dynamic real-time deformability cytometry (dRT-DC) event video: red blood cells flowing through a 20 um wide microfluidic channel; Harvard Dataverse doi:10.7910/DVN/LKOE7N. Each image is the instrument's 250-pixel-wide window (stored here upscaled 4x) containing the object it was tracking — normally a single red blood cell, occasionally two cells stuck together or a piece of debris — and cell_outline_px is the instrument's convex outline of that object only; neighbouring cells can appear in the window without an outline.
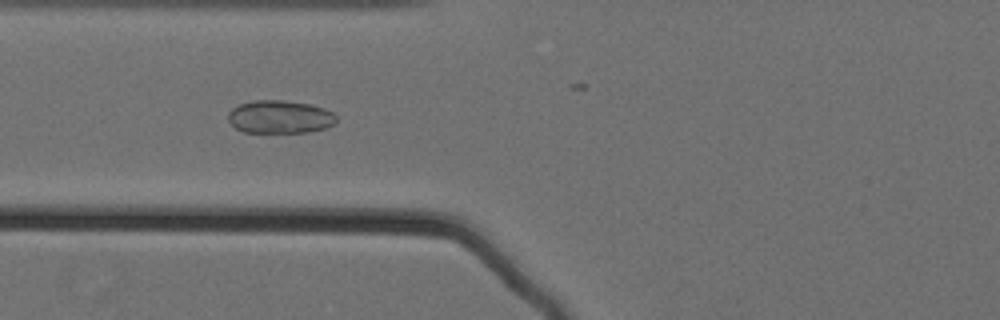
{"species": "Egyptian fruit bat (a non-hibernating species)", "species_latin": "Rousettus aegyptiacus", "temperature_condition": "cold", "stored_images_in_passage": 32, "camera_frame_rate_fps": 3000, "um_per_image_px": 0.085, "animal": {"sex": "female"}, "frame": {"image": 1, "passage_image": 11, "time_ms": 3.333, "image_size_px": [1000, 320], "cell_outline_px": [[336, 124], [328, 128], [308, 132], [244, 132], [236, 128], [228, 120], [228, 112], [232, 108], [240, 104], [252, 100], [284, 100], [308, 104], [324, 108], [332, 112], [336, 116]], "centroid_in_image_um": [23.8, 9.93], "position_along_channel_um": 102.0, "area_um2": 20.92}}
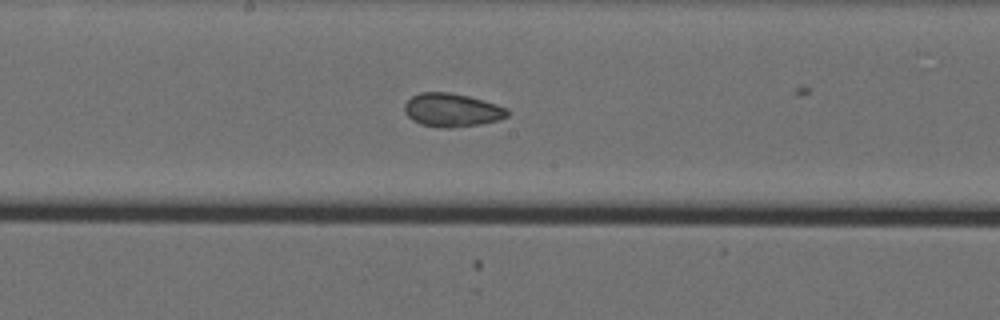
{"frame": {"image": 2, "passage_image": 20, "time_ms": 6.333, "image_size_px": [1000, 320], "cell_outline_px": [[508, 116], [500, 120], [480, 124], [452, 128], [440, 128], [420, 124], [412, 120], [404, 112], [404, 104], [412, 96], [420, 92], [448, 92], [468, 96], [484, 100], [508, 108]], "centroid_in_image_um": [38.41, 9.36], "position_along_channel_um": 209.8, "area_um2": 20.23}}
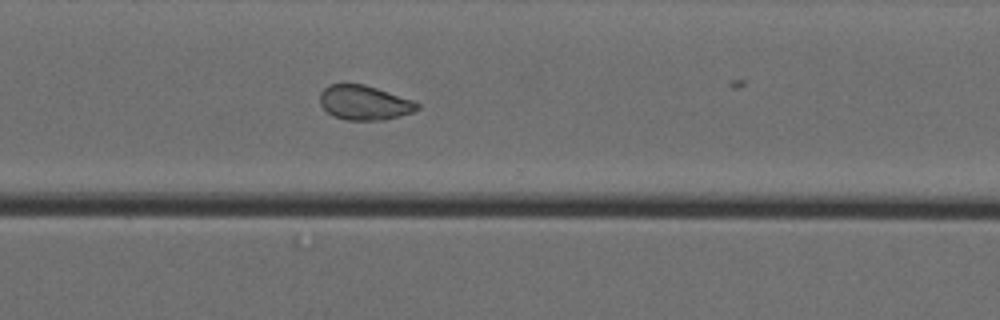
{"frame": {"image": 3, "passage_image": 31, "time_ms": 10.0, "image_size_px": [1000, 320], "cell_outline_px": [[420, 108], [412, 112], [400, 116], [384, 120], [348, 120], [332, 116], [320, 104], [320, 92], [328, 84], [364, 84], [412, 100], [420, 104]], "centroid_in_image_um": [30.95, 8.73], "position_along_channel_um": 339.6, "area_um2": 19.54}}